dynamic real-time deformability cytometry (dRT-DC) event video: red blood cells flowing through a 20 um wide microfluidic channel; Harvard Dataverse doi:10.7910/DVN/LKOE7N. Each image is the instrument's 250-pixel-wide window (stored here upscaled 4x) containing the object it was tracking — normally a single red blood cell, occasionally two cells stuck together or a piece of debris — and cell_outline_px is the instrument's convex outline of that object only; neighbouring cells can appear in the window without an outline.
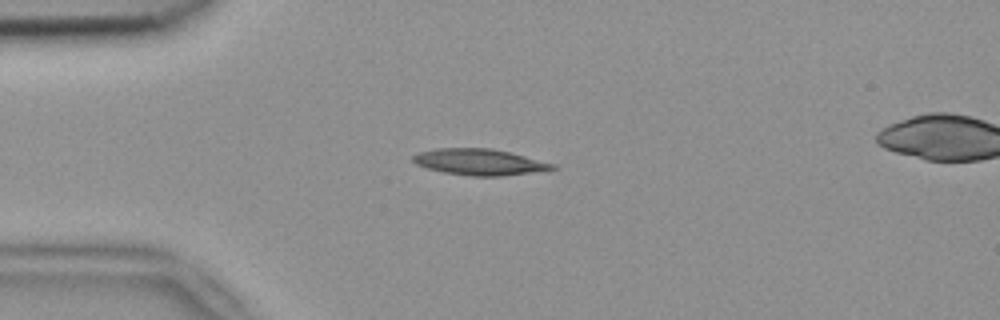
{"species": "common noctule bat (a hibernating species)", "species_latin": "Nyctalus noctula", "temperature_condition": "room temperature", "stored_images_in_passage": 4, "camera_frame_rate_fps": 3000, "um_per_image_px": 0.085, "animal": {"sex": "female", "body_mass_g": 18.4}, "frame": {"image": 1, "passage_image": 3, "time_ms": 0.667, "image_size_px": [1000, 320], "cell_outline_px": [[560, 168], [500, 176], [472, 176], [444, 172], [428, 168], [416, 164], [412, 160], [412, 156], [420, 152], [436, 148], [492, 148], [512, 152], [556, 164]], "centroid_in_image_um": [40.79, 13.76], "position_along_channel_um": 44.2, "area_um2": 21.27}}